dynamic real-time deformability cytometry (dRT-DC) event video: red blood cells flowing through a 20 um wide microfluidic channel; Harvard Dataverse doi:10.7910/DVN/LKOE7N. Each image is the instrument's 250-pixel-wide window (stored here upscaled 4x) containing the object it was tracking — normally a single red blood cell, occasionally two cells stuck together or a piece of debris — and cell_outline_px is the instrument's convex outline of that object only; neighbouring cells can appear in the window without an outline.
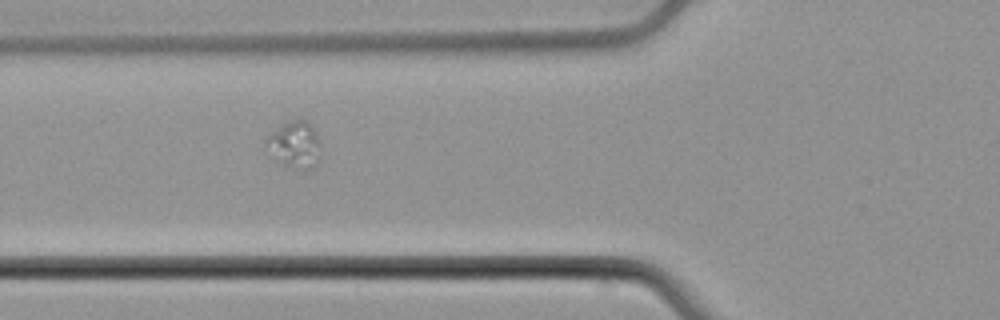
{"species": "common noctule bat (a hibernating species)", "species_latin": "Nyctalus noctula", "temperature_condition": "cold", "stored_images_in_passage": 10, "camera_frame_rate_fps": 3000, "um_per_image_px": 0.085, "animal": {"sex": "male", "body_mass_g": 21.5, "forearm_length_mm": 52.0}, "frame": {"image": 1, "passage_image": 6, "time_ms": 7.0, "image_size_px": [1000, 320], "cell_outline_px": [[320, 156], [316, 164], [312, 168], [296, 168], [284, 164], [264, 144], [264, 140], [272, 132], [284, 124], [292, 120], [308, 120], [320, 144]], "centroid_in_image_um": [25.08, 12.27], "position_along_channel_um": 100.7, "area_um2": 14.16}}
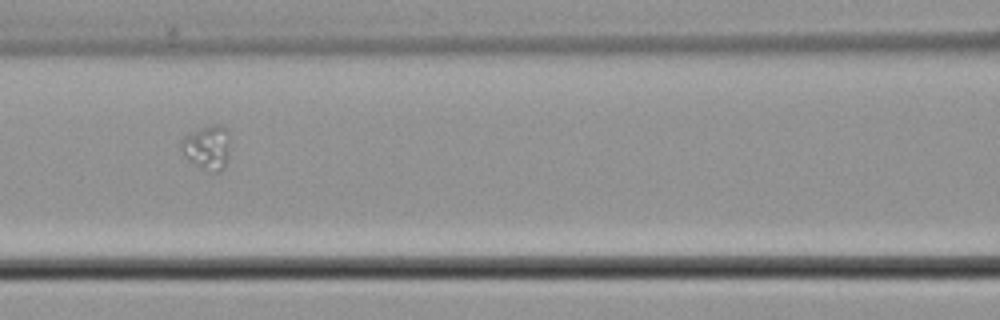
{"frame": {"image": 2, "passage_image": 7, "time_ms": 8.333, "image_size_px": [1000, 320], "cell_outline_px": [[232, 140], [228, 160], [224, 168], [220, 172], [212, 172], [200, 168], [188, 160], [184, 156], [180, 148], [180, 140], [184, 136], [200, 128], [216, 124], [220, 124], [228, 132]], "centroid_in_image_um": [17.65, 12.55], "position_along_channel_um": 149.0, "area_um2": 13.12}}
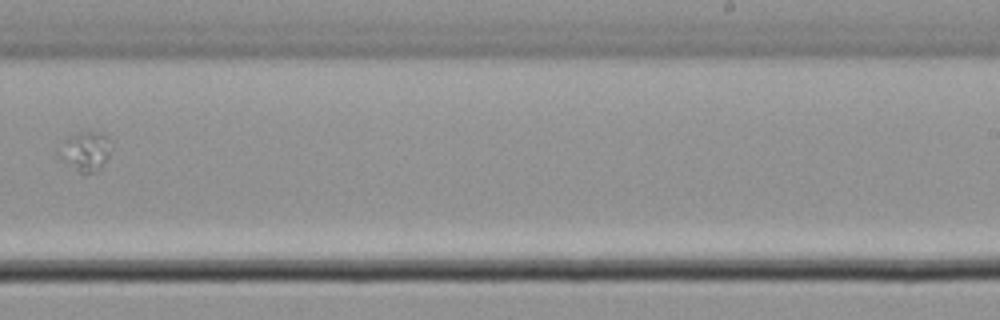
{"frame": {"image": 3, "passage_image": 10, "time_ms": 12.0, "image_size_px": [1000, 320], "cell_outline_px": [[112, 148], [108, 156], [100, 168], [96, 172], [80, 172], [64, 160], [60, 156], [64, 140], [68, 136], [80, 132], [100, 132], [108, 136], [112, 140]], "centroid_in_image_um": [7.36, 12.81], "position_along_channel_um": 281.6, "area_um2": 11.62}}